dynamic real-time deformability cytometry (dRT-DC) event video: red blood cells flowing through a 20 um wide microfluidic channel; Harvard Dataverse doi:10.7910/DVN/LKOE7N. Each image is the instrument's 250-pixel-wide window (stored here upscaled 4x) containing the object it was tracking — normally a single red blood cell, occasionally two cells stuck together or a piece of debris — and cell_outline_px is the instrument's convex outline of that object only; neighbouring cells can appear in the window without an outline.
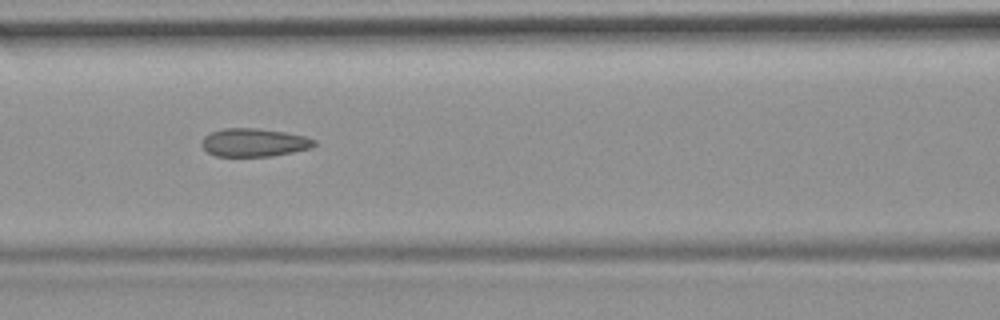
{"species": "common noctule bat (a hibernating species)", "species_latin": "Nyctalus noctula", "temperature_condition": "room temperature", "stored_images_in_passage": 53, "camera_frame_rate_fps": 3000, "um_per_image_px": 0.085, "animal": {"sex": "female", "body_mass_g": 19.9}, "frame": {"image": 1, "passage_image": 23, "time_ms": 7.333, "image_size_px": [1000, 320], "cell_outline_px": [[316, 144], [312, 148], [272, 156], [216, 156], [208, 152], [200, 144], [204, 136], [212, 132], [224, 128], [256, 128], [284, 132], [304, 136], [316, 140]], "centroid_in_image_um": [21.6, 12.11], "position_along_channel_um": 145.0, "area_um2": 18.44}, "authors_computed_cell_mechanics": {"area_um2": 19.1318, "velocity_mm_per_s": 3.765, "shape_relaxation_time_tau1_ms": null, "shape_relaxation_time_tau2_ms": 2.0964, "deformation_change_tau1": null, "deformation_change_tau2": 0.0804}}